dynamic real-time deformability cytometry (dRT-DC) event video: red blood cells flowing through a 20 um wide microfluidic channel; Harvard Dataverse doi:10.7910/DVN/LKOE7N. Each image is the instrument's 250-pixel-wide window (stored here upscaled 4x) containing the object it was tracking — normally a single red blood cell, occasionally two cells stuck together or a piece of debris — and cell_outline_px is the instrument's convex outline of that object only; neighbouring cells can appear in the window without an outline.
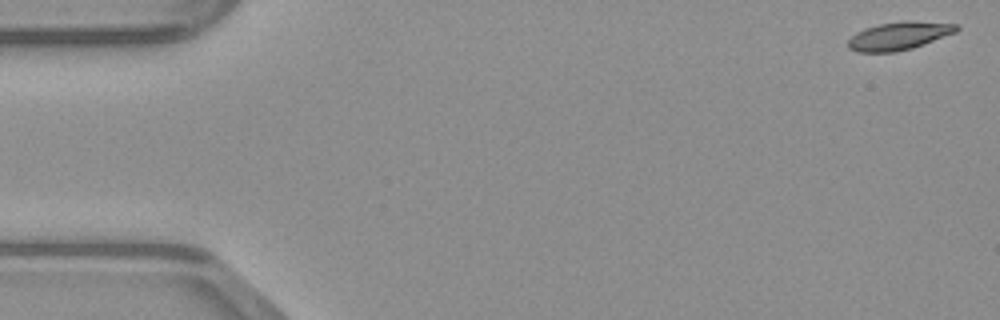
{"species": "common noctule bat (a hibernating species)", "species_latin": "Nyctalus noctula", "temperature_condition": "warm", "stored_images_in_passage": 48, "camera_frame_rate_fps": 3000, "um_per_image_px": 0.085, "animal": {"sex": "male", "body_mass_g": 23.1, "forearm_length_mm": 52.7}, "frame": {"image": 1, "passage_image": 1, "time_ms": 0.0, "image_size_px": [1000, 320], "cell_outline_px": [[960, 28], [956, 32], [912, 48], [896, 52], [856, 52], [848, 48], [848, 40], [856, 32], [864, 28], [880, 24], [904, 20], [912, 20], [960, 24]], "centroid_in_image_um": [76.42, 3.04], "position_along_channel_um": 8.6, "area_um2": 17.86}}
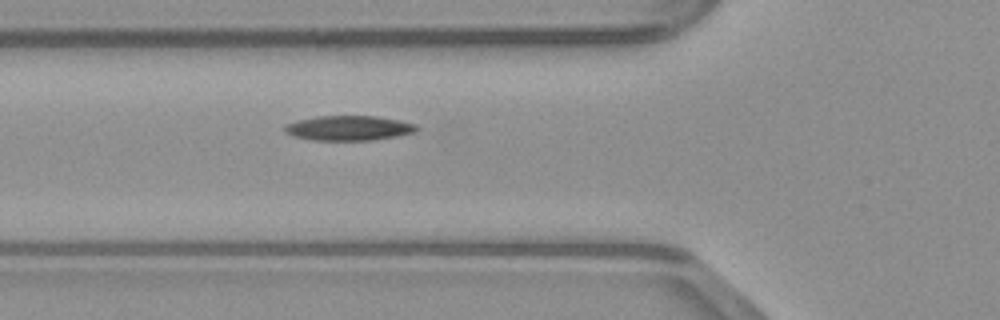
{"frame": {"image": 2, "passage_image": 17, "time_ms": 5.333, "image_size_px": [1000, 320], "cell_outline_px": [[420, 128], [416, 132], [396, 136], [372, 140], [312, 140], [292, 136], [284, 132], [284, 124], [296, 120], [316, 116], [376, 116], [400, 120], [416, 124]], "centroid_in_image_um": [29.62, 10.88], "position_along_channel_um": 96.2, "area_um2": 19.31}}
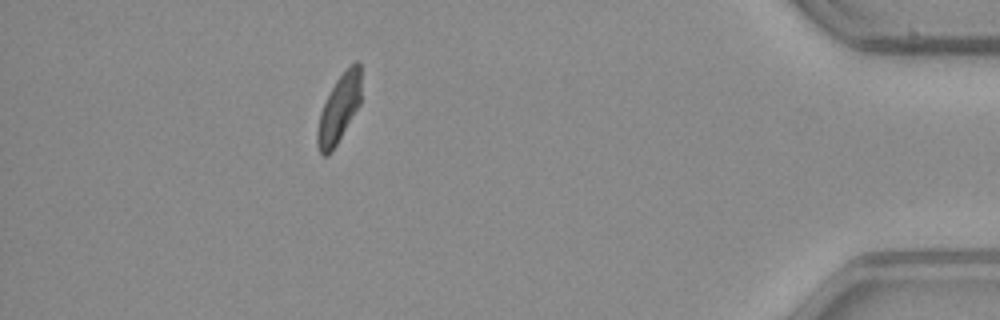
{"frame": {"image": 3, "passage_image": 43, "time_ms": 14.0, "image_size_px": [1000, 320], "cell_outline_px": [[360, 104], [332, 152], [328, 156], [324, 156], [320, 152], [316, 144], [316, 132], [320, 112], [336, 80], [356, 60], [360, 64]], "centroid_in_image_um": [28.79, 9.3], "position_along_channel_um": 406.4, "area_um2": 17.05}}